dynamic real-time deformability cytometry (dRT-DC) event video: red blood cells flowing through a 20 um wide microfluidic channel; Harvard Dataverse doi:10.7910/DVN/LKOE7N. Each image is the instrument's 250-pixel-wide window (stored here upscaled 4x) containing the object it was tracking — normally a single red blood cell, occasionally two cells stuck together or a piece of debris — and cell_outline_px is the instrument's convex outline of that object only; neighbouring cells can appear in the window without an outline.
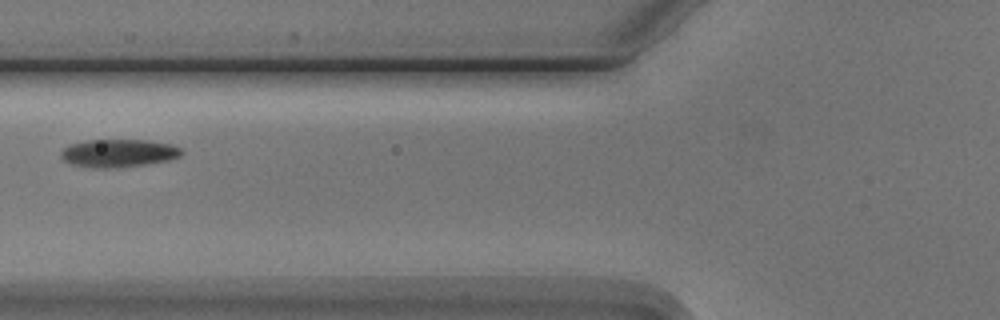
{"species": "Egyptian fruit bat (a non-hibernating species)", "species_latin": "Rousettus aegyptiacus", "temperature_condition": "cold", "stored_images_in_passage": 7, "camera_frame_rate_fps": 3000, "um_per_image_px": 0.085, "animal": {"sex": "male"}, "frame": {"image": 1, "passage_image": 6, "time_ms": 6.0, "image_size_px": [1000, 320], "cell_outline_px": [[184, 152], [180, 156], [168, 160], [144, 164], [104, 168], [96, 168], [72, 164], [64, 160], [60, 156], [60, 152], [68, 144], [84, 140], [148, 140], [172, 144], [180, 148]], "centroid_in_image_um": [10.05, 13.0], "position_along_channel_um": 115.7, "area_um2": 19.54}}
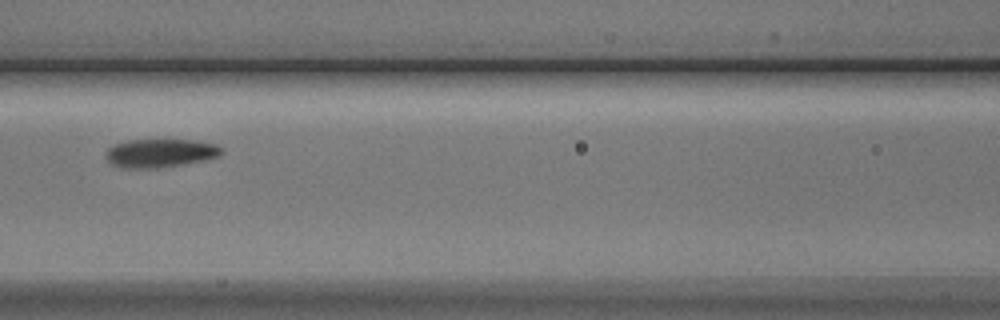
{"frame": {"image": 2, "passage_image": 7, "time_ms": 7.0, "image_size_px": [1000, 320], "cell_outline_px": [[224, 152], [220, 156], [204, 160], [160, 168], [124, 168], [112, 164], [104, 156], [108, 148], [112, 144], [128, 140], [196, 140], [216, 144], [224, 148]], "centroid_in_image_um": [13.64, 13.01], "position_along_channel_um": 153.0, "area_um2": 19.42}}